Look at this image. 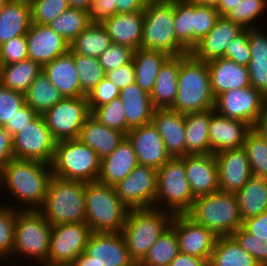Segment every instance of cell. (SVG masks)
Here are the masks:
<instances>
[{
  "label": "cell",
  "mask_w": 267,
  "mask_h": 266,
  "mask_svg": "<svg viewBox=\"0 0 267 266\" xmlns=\"http://www.w3.org/2000/svg\"><path fill=\"white\" fill-rule=\"evenodd\" d=\"M52 176V167L48 163L13 158L0 172V188L4 186L24 206L26 204L23 210H39Z\"/></svg>",
  "instance_id": "obj_1"
},
{
  "label": "cell",
  "mask_w": 267,
  "mask_h": 266,
  "mask_svg": "<svg viewBox=\"0 0 267 266\" xmlns=\"http://www.w3.org/2000/svg\"><path fill=\"white\" fill-rule=\"evenodd\" d=\"M214 105L207 62L190 53L180 55L178 91L170 109L186 114L214 109Z\"/></svg>",
  "instance_id": "obj_2"
},
{
  "label": "cell",
  "mask_w": 267,
  "mask_h": 266,
  "mask_svg": "<svg viewBox=\"0 0 267 266\" xmlns=\"http://www.w3.org/2000/svg\"><path fill=\"white\" fill-rule=\"evenodd\" d=\"M174 214L157 207L129 209L122 235L130 257L138 264L160 235L171 225Z\"/></svg>",
  "instance_id": "obj_3"
},
{
  "label": "cell",
  "mask_w": 267,
  "mask_h": 266,
  "mask_svg": "<svg viewBox=\"0 0 267 266\" xmlns=\"http://www.w3.org/2000/svg\"><path fill=\"white\" fill-rule=\"evenodd\" d=\"M143 12L141 49L162 51L169 56L189 53L176 38L175 0L148 1Z\"/></svg>",
  "instance_id": "obj_4"
},
{
  "label": "cell",
  "mask_w": 267,
  "mask_h": 266,
  "mask_svg": "<svg viewBox=\"0 0 267 266\" xmlns=\"http://www.w3.org/2000/svg\"><path fill=\"white\" fill-rule=\"evenodd\" d=\"M85 182L52 176L39 211L51 225L85 223Z\"/></svg>",
  "instance_id": "obj_5"
},
{
  "label": "cell",
  "mask_w": 267,
  "mask_h": 266,
  "mask_svg": "<svg viewBox=\"0 0 267 266\" xmlns=\"http://www.w3.org/2000/svg\"><path fill=\"white\" fill-rule=\"evenodd\" d=\"M85 201V223L92 232H122L129 209L114 186L85 182Z\"/></svg>",
  "instance_id": "obj_6"
},
{
  "label": "cell",
  "mask_w": 267,
  "mask_h": 266,
  "mask_svg": "<svg viewBox=\"0 0 267 266\" xmlns=\"http://www.w3.org/2000/svg\"><path fill=\"white\" fill-rule=\"evenodd\" d=\"M186 214L217 236L232 235L242 227L239 205L234 194L229 192L219 190L195 198L192 208Z\"/></svg>",
  "instance_id": "obj_7"
},
{
  "label": "cell",
  "mask_w": 267,
  "mask_h": 266,
  "mask_svg": "<svg viewBox=\"0 0 267 266\" xmlns=\"http://www.w3.org/2000/svg\"><path fill=\"white\" fill-rule=\"evenodd\" d=\"M51 167L55 177L94 182L99 175L100 159L94 150L77 138L61 140L56 143Z\"/></svg>",
  "instance_id": "obj_8"
},
{
  "label": "cell",
  "mask_w": 267,
  "mask_h": 266,
  "mask_svg": "<svg viewBox=\"0 0 267 266\" xmlns=\"http://www.w3.org/2000/svg\"><path fill=\"white\" fill-rule=\"evenodd\" d=\"M51 232L52 226L39 210H18L13 253L36 258L40 265L47 266Z\"/></svg>",
  "instance_id": "obj_9"
},
{
  "label": "cell",
  "mask_w": 267,
  "mask_h": 266,
  "mask_svg": "<svg viewBox=\"0 0 267 266\" xmlns=\"http://www.w3.org/2000/svg\"><path fill=\"white\" fill-rule=\"evenodd\" d=\"M194 200L186 176L184 157L170 158L157 170L154 207L160 201H165L163 204L166 205L162 209L173 214H186L192 208Z\"/></svg>",
  "instance_id": "obj_10"
},
{
  "label": "cell",
  "mask_w": 267,
  "mask_h": 266,
  "mask_svg": "<svg viewBox=\"0 0 267 266\" xmlns=\"http://www.w3.org/2000/svg\"><path fill=\"white\" fill-rule=\"evenodd\" d=\"M92 233L82 222L53 225L47 266H70L85 251Z\"/></svg>",
  "instance_id": "obj_11"
},
{
  "label": "cell",
  "mask_w": 267,
  "mask_h": 266,
  "mask_svg": "<svg viewBox=\"0 0 267 266\" xmlns=\"http://www.w3.org/2000/svg\"><path fill=\"white\" fill-rule=\"evenodd\" d=\"M91 115L86 96L61 99L42 116L54 139H76L84 121Z\"/></svg>",
  "instance_id": "obj_12"
},
{
  "label": "cell",
  "mask_w": 267,
  "mask_h": 266,
  "mask_svg": "<svg viewBox=\"0 0 267 266\" xmlns=\"http://www.w3.org/2000/svg\"><path fill=\"white\" fill-rule=\"evenodd\" d=\"M12 140L13 158L37 160L51 165L57 141L42 115H37Z\"/></svg>",
  "instance_id": "obj_13"
},
{
  "label": "cell",
  "mask_w": 267,
  "mask_h": 266,
  "mask_svg": "<svg viewBox=\"0 0 267 266\" xmlns=\"http://www.w3.org/2000/svg\"><path fill=\"white\" fill-rule=\"evenodd\" d=\"M267 107V100L253 87L232 89L215 98L214 111L227 118L241 120L251 127Z\"/></svg>",
  "instance_id": "obj_14"
},
{
  "label": "cell",
  "mask_w": 267,
  "mask_h": 266,
  "mask_svg": "<svg viewBox=\"0 0 267 266\" xmlns=\"http://www.w3.org/2000/svg\"><path fill=\"white\" fill-rule=\"evenodd\" d=\"M114 188L117 196L128 209L154 207L157 170L149 166L138 165Z\"/></svg>",
  "instance_id": "obj_15"
},
{
  "label": "cell",
  "mask_w": 267,
  "mask_h": 266,
  "mask_svg": "<svg viewBox=\"0 0 267 266\" xmlns=\"http://www.w3.org/2000/svg\"><path fill=\"white\" fill-rule=\"evenodd\" d=\"M179 242V251L209 262L218 236L210 229L196 223L187 214H174L170 225Z\"/></svg>",
  "instance_id": "obj_16"
},
{
  "label": "cell",
  "mask_w": 267,
  "mask_h": 266,
  "mask_svg": "<svg viewBox=\"0 0 267 266\" xmlns=\"http://www.w3.org/2000/svg\"><path fill=\"white\" fill-rule=\"evenodd\" d=\"M85 252L98 266H137L121 232H93Z\"/></svg>",
  "instance_id": "obj_17"
},
{
  "label": "cell",
  "mask_w": 267,
  "mask_h": 266,
  "mask_svg": "<svg viewBox=\"0 0 267 266\" xmlns=\"http://www.w3.org/2000/svg\"><path fill=\"white\" fill-rule=\"evenodd\" d=\"M126 137L133 146L139 165L149 166L158 170L171 158L152 122L130 129Z\"/></svg>",
  "instance_id": "obj_18"
},
{
  "label": "cell",
  "mask_w": 267,
  "mask_h": 266,
  "mask_svg": "<svg viewBox=\"0 0 267 266\" xmlns=\"http://www.w3.org/2000/svg\"><path fill=\"white\" fill-rule=\"evenodd\" d=\"M243 30L240 24L226 16H220L209 33L200 39L189 53L204 62L223 58L227 46Z\"/></svg>",
  "instance_id": "obj_19"
},
{
  "label": "cell",
  "mask_w": 267,
  "mask_h": 266,
  "mask_svg": "<svg viewBox=\"0 0 267 266\" xmlns=\"http://www.w3.org/2000/svg\"><path fill=\"white\" fill-rule=\"evenodd\" d=\"M219 190L234 193L241 189L252 176L245 150L226 149L215 154Z\"/></svg>",
  "instance_id": "obj_20"
},
{
  "label": "cell",
  "mask_w": 267,
  "mask_h": 266,
  "mask_svg": "<svg viewBox=\"0 0 267 266\" xmlns=\"http://www.w3.org/2000/svg\"><path fill=\"white\" fill-rule=\"evenodd\" d=\"M28 59L41 66L69 51V43L48 25L32 23L26 34Z\"/></svg>",
  "instance_id": "obj_21"
},
{
  "label": "cell",
  "mask_w": 267,
  "mask_h": 266,
  "mask_svg": "<svg viewBox=\"0 0 267 266\" xmlns=\"http://www.w3.org/2000/svg\"><path fill=\"white\" fill-rule=\"evenodd\" d=\"M187 180L194 198L219 191L215 154L184 156Z\"/></svg>",
  "instance_id": "obj_22"
},
{
  "label": "cell",
  "mask_w": 267,
  "mask_h": 266,
  "mask_svg": "<svg viewBox=\"0 0 267 266\" xmlns=\"http://www.w3.org/2000/svg\"><path fill=\"white\" fill-rule=\"evenodd\" d=\"M251 130L252 127L248 123L223 117L211 109L209 153L216 154L226 149L241 148Z\"/></svg>",
  "instance_id": "obj_23"
},
{
  "label": "cell",
  "mask_w": 267,
  "mask_h": 266,
  "mask_svg": "<svg viewBox=\"0 0 267 266\" xmlns=\"http://www.w3.org/2000/svg\"><path fill=\"white\" fill-rule=\"evenodd\" d=\"M151 122L171 158L186 156L184 114L170 108H157L153 111Z\"/></svg>",
  "instance_id": "obj_24"
},
{
  "label": "cell",
  "mask_w": 267,
  "mask_h": 266,
  "mask_svg": "<svg viewBox=\"0 0 267 266\" xmlns=\"http://www.w3.org/2000/svg\"><path fill=\"white\" fill-rule=\"evenodd\" d=\"M207 66L214 98L223 92L250 86L247 66L224 57L208 61Z\"/></svg>",
  "instance_id": "obj_25"
},
{
  "label": "cell",
  "mask_w": 267,
  "mask_h": 266,
  "mask_svg": "<svg viewBox=\"0 0 267 266\" xmlns=\"http://www.w3.org/2000/svg\"><path fill=\"white\" fill-rule=\"evenodd\" d=\"M42 72L64 98L86 96L80 89L74 53L70 50L42 66Z\"/></svg>",
  "instance_id": "obj_26"
},
{
  "label": "cell",
  "mask_w": 267,
  "mask_h": 266,
  "mask_svg": "<svg viewBox=\"0 0 267 266\" xmlns=\"http://www.w3.org/2000/svg\"><path fill=\"white\" fill-rule=\"evenodd\" d=\"M138 165L133 146L125 137L113 153L100 160V171L96 181L115 186Z\"/></svg>",
  "instance_id": "obj_27"
},
{
  "label": "cell",
  "mask_w": 267,
  "mask_h": 266,
  "mask_svg": "<svg viewBox=\"0 0 267 266\" xmlns=\"http://www.w3.org/2000/svg\"><path fill=\"white\" fill-rule=\"evenodd\" d=\"M144 12L117 13L102 25L113 43L132 48H140L143 31Z\"/></svg>",
  "instance_id": "obj_28"
},
{
  "label": "cell",
  "mask_w": 267,
  "mask_h": 266,
  "mask_svg": "<svg viewBox=\"0 0 267 266\" xmlns=\"http://www.w3.org/2000/svg\"><path fill=\"white\" fill-rule=\"evenodd\" d=\"M125 137V133L104 126L90 115L84 121L77 139L94 150L102 160L113 153Z\"/></svg>",
  "instance_id": "obj_29"
},
{
  "label": "cell",
  "mask_w": 267,
  "mask_h": 266,
  "mask_svg": "<svg viewBox=\"0 0 267 266\" xmlns=\"http://www.w3.org/2000/svg\"><path fill=\"white\" fill-rule=\"evenodd\" d=\"M31 24L30 1L8 0L0 13V46L9 39L26 35Z\"/></svg>",
  "instance_id": "obj_30"
},
{
  "label": "cell",
  "mask_w": 267,
  "mask_h": 266,
  "mask_svg": "<svg viewBox=\"0 0 267 266\" xmlns=\"http://www.w3.org/2000/svg\"><path fill=\"white\" fill-rule=\"evenodd\" d=\"M257 28H248L251 60L247 67L250 86L267 100V35Z\"/></svg>",
  "instance_id": "obj_31"
},
{
  "label": "cell",
  "mask_w": 267,
  "mask_h": 266,
  "mask_svg": "<svg viewBox=\"0 0 267 266\" xmlns=\"http://www.w3.org/2000/svg\"><path fill=\"white\" fill-rule=\"evenodd\" d=\"M119 98L125 109L126 125L129 129L151 123L155 108L151 103L150 94L135 82L120 89Z\"/></svg>",
  "instance_id": "obj_32"
},
{
  "label": "cell",
  "mask_w": 267,
  "mask_h": 266,
  "mask_svg": "<svg viewBox=\"0 0 267 266\" xmlns=\"http://www.w3.org/2000/svg\"><path fill=\"white\" fill-rule=\"evenodd\" d=\"M180 55L170 56L160 68L150 99L153 107L170 108L178 91Z\"/></svg>",
  "instance_id": "obj_33"
},
{
  "label": "cell",
  "mask_w": 267,
  "mask_h": 266,
  "mask_svg": "<svg viewBox=\"0 0 267 266\" xmlns=\"http://www.w3.org/2000/svg\"><path fill=\"white\" fill-rule=\"evenodd\" d=\"M239 205L241 220L267 212V179L252 175L247 183L233 193Z\"/></svg>",
  "instance_id": "obj_34"
},
{
  "label": "cell",
  "mask_w": 267,
  "mask_h": 266,
  "mask_svg": "<svg viewBox=\"0 0 267 266\" xmlns=\"http://www.w3.org/2000/svg\"><path fill=\"white\" fill-rule=\"evenodd\" d=\"M170 56L162 51L137 49L133 54L135 83L150 94L160 68Z\"/></svg>",
  "instance_id": "obj_35"
},
{
  "label": "cell",
  "mask_w": 267,
  "mask_h": 266,
  "mask_svg": "<svg viewBox=\"0 0 267 266\" xmlns=\"http://www.w3.org/2000/svg\"><path fill=\"white\" fill-rule=\"evenodd\" d=\"M211 109L184 114L186 155L209 153Z\"/></svg>",
  "instance_id": "obj_36"
},
{
  "label": "cell",
  "mask_w": 267,
  "mask_h": 266,
  "mask_svg": "<svg viewBox=\"0 0 267 266\" xmlns=\"http://www.w3.org/2000/svg\"><path fill=\"white\" fill-rule=\"evenodd\" d=\"M208 266H260L231 236H218Z\"/></svg>",
  "instance_id": "obj_37"
},
{
  "label": "cell",
  "mask_w": 267,
  "mask_h": 266,
  "mask_svg": "<svg viewBox=\"0 0 267 266\" xmlns=\"http://www.w3.org/2000/svg\"><path fill=\"white\" fill-rule=\"evenodd\" d=\"M42 73V66L31 59L0 65V84L7 89L24 93Z\"/></svg>",
  "instance_id": "obj_38"
},
{
  "label": "cell",
  "mask_w": 267,
  "mask_h": 266,
  "mask_svg": "<svg viewBox=\"0 0 267 266\" xmlns=\"http://www.w3.org/2000/svg\"><path fill=\"white\" fill-rule=\"evenodd\" d=\"M112 43L102 24H90L70 43L69 50L75 54L99 58Z\"/></svg>",
  "instance_id": "obj_39"
},
{
  "label": "cell",
  "mask_w": 267,
  "mask_h": 266,
  "mask_svg": "<svg viewBox=\"0 0 267 266\" xmlns=\"http://www.w3.org/2000/svg\"><path fill=\"white\" fill-rule=\"evenodd\" d=\"M64 97L59 90L40 73L24 92L25 103L29 105L38 115H43Z\"/></svg>",
  "instance_id": "obj_40"
},
{
  "label": "cell",
  "mask_w": 267,
  "mask_h": 266,
  "mask_svg": "<svg viewBox=\"0 0 267 266\" xmlns=\"http://www.w3.org/2000/svg\"><path fill=\"white\" fill-rule=\"evenodd\" d=\"M179 252L177 235L175 230L169 226L137 266H169Z\"/></svg>",
  "instance_id": "obj_41"
},
{
  "label": "cell",
  "mask_w": 267,
  "mask_h": 266,
  "mask_svg": "<svg viewBox=\"0 0 267 266\" xmlns=\"http://www.w3.org/2000/svg\"><path fill=\"white\" fill-rule=\"evenodd\" d=\"M47 25L70 45L90 25V22L85 10L69 7Z\"/></svg>",
  "instance_id": "obj_42"
},
{
  "label": "cell",
  "mask_w": 267,
  "mask_h": 266,
  "mask_svg": "<svg viewBox=\"0 0 267 266\" xmlns=\"http://www.w3.org/2000/svg\"><path fill=\"white\" fill-rule=\"evenodd\" d=\"M193 14V0H175L176 38L189 52L193 48Z\"/></svg>",
  "instance_id": "obj_43"
},
{
  "label": "cell",
  "mask_w": 267,
  "mask_h": 266,
  "mask_svg": "<svg viewBox=\"0 0 267 266\" xmlns=\"http://www.w3.org/2000/svg\"><path fill=\"white\" fill-rule=\"evenodd\" d=\"M252 175L267 179V142L251 130L243 143Z\"/></svg>",
  "instance_id": "obj_44"
},
{
  "label": "cell",
  "mask_w": 267,
  "mask_h": 266,
  "mask_svg": "<svg viewBox=\"0 0 267 266\" xmlns=\"http://www.w3.org/2000/svg\"><path fill=\"white\" fill-rule=\"evenodd\" d=\"M74 62L78 72L80 89L87 95L105 78L106 73L100 65L98 58L74 53Z\"/></svg>",
  "instance_id": "obj_45"
},
{
  "label": "cell",
  "mask_w": 267,
  "mask_h": 266,
  "mask_svg": "<svg viewBox=\"0 0 267 266\" xmlns=\"http://www.w3.org/2000/svg\"><path fill=\"white\" fill-rule=\"evenodd\" d=\"M91 116L108 128L119 130L125 134L130 130L126 125L125 109L119 97L95 108L91 112Z\"/></svg>",
  "instance_id": "obj_46"
},
{
  "label": "cell",
  "mask_w": 267,
  "mask_h": 266,
  "mask_svg": "<svg viewBox=\"0 0 267 266\" xmlns=\"http://www.w3.org/2000/svg\"><path fill=\"white\" fill-rule=\"evenodd\" d=\"M267 9V0H242L226 17L240 24L244 29L255 28V18ZM254 22V24H253Z\"/></svg>",
  "instance_id": "obj_47"
},
{
  "label": "cell",
  "mask_w": 267,
  "mask_h": 266,
  "mask_svg": "<svg viewBox=\"0 0 267 266\" xmlns=\"http://www.w3.org/2000/svg\"><path fill=\"white\" fill-rule=\"evenodd\" d=\"M15 208V209H14ZM1 206L0 204V257L13 254L15 222L17 216L16 207Z\"/></svg>",
  "instance_id": "obj_48"
},
{
  "label": "cell",
  "mask_w": 267,
  "mask_h": 266,
  "mask_svg": "<svg viewBox=\"0 0 267 266\" xmlns=\"http://www.w3.org/2000/svg\"><path fill=\"white\" fill-rule=\"evenodd\" d=\"M32 23L47 25L69 8L68 0H31Z\"/></svg>",
  "instance_id": "obj_49"
},
{
  "label": "cell",
  "mask_w": 267,
  "mask_h": 266,
  "mask_svg": "<svg viewBox=\"0 0 267 266\" xmlns=\"http://www.w3.org/2000/svg\"><path fill=\"white\" fill-rule=\"evenodd\" d=\"M219 17L220 14L215 7L194 2L193 47L209 33Z\"/></svg>",
  "instance_id": "obj_50"
},
{
  "label": "cell",
  "mask_w": 267,
  "mask_h": 266,
  "mask_svg": "<svg viewBox=\"0 0 267 266\" xmlns=\"http://www.w3.org/2000/svg\"><path fill=\"white\" fill-rule=\"evenodd\" d=\"M236 242L258 262L260 266H267V241H261L249 234L242 227L231 235Z\"/></svg>",
  "instance_id": "obj_51"
},
{
  "label": "cell",
  "mask_w": 267,
  "mask_h": 266,
  "mask_svg": "<svg viewBox=\"0 0 267 266\" xmlns=\"http://www.w3.org/2000/svg\"><path fill=\"white\" fill-rule=\"evenodd\" d=\"M24 93L7 89L0 84V126L4 127L25 105Z\"/></svg>",
  "instance_id": "obj_52"
},
{
  "label": "cell",
  "mask_w": 267,
  "mask_h": 266,
  "mask_svg": "<svg viewBox=\"0 0 267 266\" xmlns=\"http://www.w3.org/2000/svg\"><path fill=\"white\" fill-rule=\"evenodd\" d=\"M133 54L134 50L132 48L112 43L98 59L106 73L129 63L133 59Z\"/></svg>",
  "instance_id": "obj_53"
},
{
  "label": "cell",
  "mask_w": 267,
  "mask_h": 266,
  "mask_svg": "<svg viewBox=\"0 0 267 266\" xmlns=\"http://www.w3.org/2000/svg\"><path fill=\"white\" fill-rule=\"evenodd\" d=\"M28 59L26 35L9 39L0 46V65H9Z\"/></svg>",
  "instance_id": "obj_54"
},
{
  "label": "cell",
  "mask_w": 267,
  "mask_h": 266,
  "mask_svg": "<svg viewBox=\"0 0 267 266\" xmlns=\"http://www.w3.org/2000/svg\"><path fill=\"white\" fill-rule=\"evenodd\" d=\"M120 89L108 78L102 79L87 95L88 108L90 113L97 107L110 103L114 98L119 97Z\"/></svg>",
  "instance_id": "obj_55"
},
{
  "label": "cell",
  "mask_w": 267,
  "mask_h": 266,
  "mask_svg": "<svg viewBox=\"0 0 267 266\" xmlns=\"http://www.w3.org/2000/svg\"><path fill=\"white\" fill-rule=\"evenodd\" d=\"M224 58L233 60L240 65H249L251 53L248 43V28L231 41L225 50Z\"/></svg>",
  "instance_id": "obj_56"
},
{
  "label": "cell",
  "mask_w": 267,
  "mask_h": 266,
  "mask_svg": "<svg viewBox=\"0 0 267 266\" xmlns=\"http://www.w3.org/2000/svg\"><path fill=\"white\" fill-rule=\"evenodd\" d=\"M85 11L90 24H103L112 17V0H92Z\"/></svg>",
  "instance_id": "obj_57"
},
{
  "label": "cell",
  "mask_w": 267,
  "mask_h": 266,
  "mask_svg": "<svg viewBox=\"0 0 267 266\" xmlns=\"http://www.w3.org/2000/svg\"><path fill=\"white\" fill-rule=\"evenodd\" d=\"M106 78L115 83L119 89L125 88L135 82V69L133 60L121 67L106 72Z\"/></svg>",
  "instance_id": "obj_58"
},
{
  "label": "cell",
  "mask_w": 267,
  "mask_h": 266,
  "mask_svg": "<svg viewBox=\"0 0 267 266\" xmlns=\"http://www.w3.org/2000/svg\"><path fill=\"white\" fill-rule=\"evenodd\" d=\"M38 114L27 104L20 108L4 128L13 137L24 126L29 124Z\"/></svg>",
  "instance_id": "obj_59"
},
{
  "label": "cell",
  "mask_w": 267,
  "mask_h": 266,
  "mask_svg": "<svg viewBox=\"0 0 267 266\" xmlns=\"http://www.w3.org/2000/svg\"><path fill=\"white\" fill-rule=\"evenodd\" d=\"M242 228L261 241H267V212L242 221Z\"/></svg>",
  "instance_id": "obj_60"
},
{
  "label": "cell",
  "mask_w": 267,
  "mask_h": 266,
  "mask_svg": "<svg viewBox=\"0 0 267 266\" xmlns=\"http://www.w3.org/2000/svg\"><path fill=\"white\" fill-rule=\"evenodd\" d=\"M12 142L9 132L0 126V172L13 159Z\"/></svg>",
  "instance_id": "obj_61"
},
{
  "label": "cell",
  "mask_w": 267,
  "mask_h": 266,
  "mask_svg": "<svg viewBox=\"0 0 267 266\" xmlns=\"http://www.w3.org/2000/svg\"><path fill=\"white\" fill-rule=\"evenodd\" d=\"M147 0H112V16L117 13L144 11Z\"/></svg>",
  "instance_id": "obj_62"
},
{
  "label": "cell",
  "mask_w": 267,
  "mask_h": 266,
  "mask_svg": "<svg viewBox=\"0 0 267 266\" xmlns=\"http://www.w3.org/2000/svg\"><path fill=\"white\" fill-rule=\"evenodd\" d=\"M169 266H208V262L203 258L179 252Z\"/></svg>",
  "instance_id": "obj_63"
},
{
  "label": "cell",
  "mask_w": 267,
  "mask_h": 266,
  "mask_svg": "<svg viewBox=\"0 0 267 266\" xmlns=\"http://www.w3.org/2000/svg\"><path fill=\"white\" fill-rule=\"evenodd\" d=\"M252 130L267 142V107L258 116Z\"/></svg>",
  "instance_id": "obj_64"
},
{
  "label": "cell",
  "mask_w": 267,
  "mask_h": 266,
  "mask_svg": "<svg viewBox=\"0 0 267 266\" xmlns=\"http://www.w3.org/2000/svg\"><path fill=\"white\" fill-rule=\"evenodd\" d=\"M242 0H217L215 8L220 16H226Z\"/></svg>",
  "instance_id": "obj_65"
},
{
  "label": "cell",
  "mask_w": 267,
  "mask_h": 266,
  "mask_svg": "<svg viewBox=\"0 0 267 266\" xmlns=\"http://www.w3.org/2000/svg\"><path fill=\"white\" fill-rule=\"evenodd\" d=\"M70 266H98L85 251L79 255Z\"/></svg>",
  "instance_id": "obj_66"
},
{
  "label": "cell",
  "mask_w": 267,
  "mask_h": 266,
  "mask_svg": "<svg viewBox=\"0 0 267 266\" xmlns=\"http://www.w3.org/2000/svg\"><path fill=\"white\" fill-rule=\"evenodd\" d=\"M92 0H68L69 7L86 10Z\"/></svg>",
  "instance_id": "obj_67"
},
{
  "label": "cell",
  "mask_w": 267,
  "mask_h": 266,
  "mask_svg": "<svg viewBox=\"0 0 267 266\" xmlns=\"http://www.w3.org/2000/svg\"><path fill=\"white\" fill-rule=\"evenodd\" d=\"M193 1L200 5L213 6V7H215L217 4V0H193Z\"/></svg>",
  "instance_id": "obj_68"
},
{
  "label": "cell",
  "mask_w": 267,
  "mask_h": 266,
  "mask_svg": "<svg viewBox=\"0 0 267 266\" xmlns=\"http://www.w3.org/2000/svg\"><path fill=\"white\" fill-rule=\"evenodd\" d=\"M8 0H0V13H1V10L3 9L5 3L7 2Z\"/></svg>",
  "instance_id": "obj_69"
},
{
  "label": "cell",
  "mask_w": 267,
  "mask_h": 266,
  "mask_svg": "<svg viewBox=\"0 0 267 266\" xmlns=\"http://www.w3.org/2000/svg\"><path fill=\"white\" fill-rule=\"evenodd\" d=\"M148 1H164V0H147V2H148Z\"/></svg>",
  "instance_id": "obj_70"
}]
</instances>
